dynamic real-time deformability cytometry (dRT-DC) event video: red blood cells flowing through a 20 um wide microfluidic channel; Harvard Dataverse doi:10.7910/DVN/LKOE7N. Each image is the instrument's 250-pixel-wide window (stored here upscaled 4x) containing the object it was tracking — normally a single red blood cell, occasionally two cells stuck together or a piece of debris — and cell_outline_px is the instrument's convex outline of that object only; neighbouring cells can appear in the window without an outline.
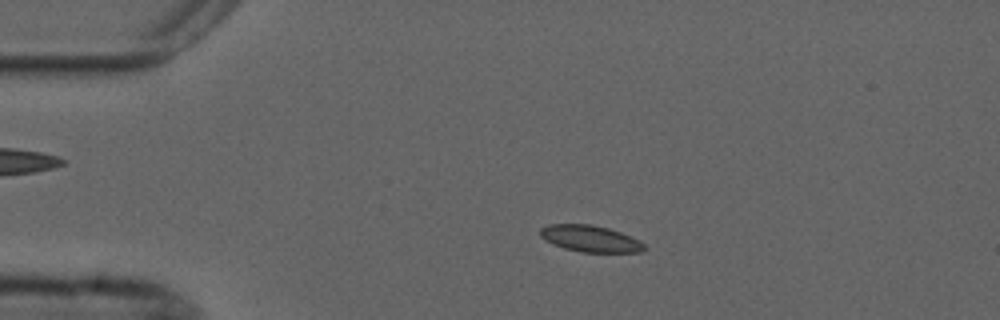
{"species": "common noctule bat (a hibernating species)", "species_latin": "Nyctalus noctula", "temperature_condition": "cold", "stored_images_in_passage": 4, "camera_frame_rate_fps": 3000, "um_per_image_px": 0.085, "animal": {"sex": "male", "forearm_length_mm": 52.5}, "frame": {"image": 1, "passage_image": 3, "time_ms": 2.333, "image_size_px": [1000, 320], "cell_outline_px": [[648, 248], [644, 252], [580, 252], [564, 248], [552, 244], [544, 240], [540, 236], [540, 228], [548, 224], [592, 224], [608, 228], [620, 232], [640, 240]], "centroid_in_image_um": [50.18, 20.29], "position_along_channel_um": 34.8, "area_um2": 16.3}}